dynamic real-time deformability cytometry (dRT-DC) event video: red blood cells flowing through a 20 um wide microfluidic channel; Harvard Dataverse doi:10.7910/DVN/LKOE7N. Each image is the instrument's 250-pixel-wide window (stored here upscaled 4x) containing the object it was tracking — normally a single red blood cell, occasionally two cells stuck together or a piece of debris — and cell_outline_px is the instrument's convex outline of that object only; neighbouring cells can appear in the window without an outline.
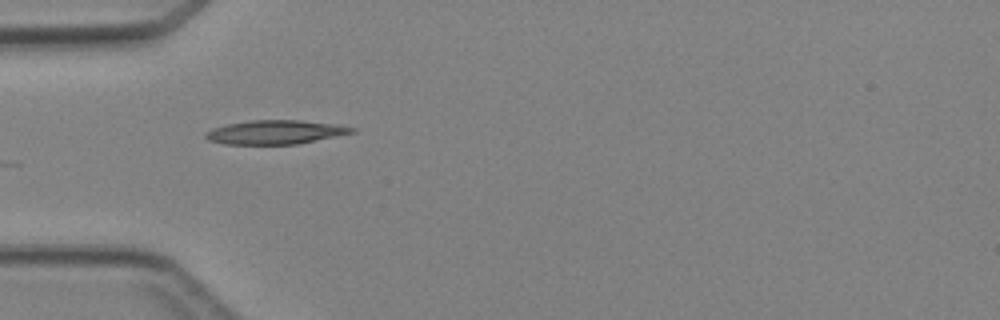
{"species": "Egyptian fruit bat (a non-hibernating species)", "species_latin": "Rousettus aegyptiacus", "temperature_condition": "cold", "stored_images_in_passage": 2, "camera_frame_rate_fps": 3000, "um_per_image_px": 0.085, "animal": {"sex": "female"}, "frame": {"image": 1, "passage_image": 1, "time_ms": 0.0, "image_size_px": [1000, 320], "cell_outline_px": [[356, 132], [296, 144], [224, 144], [208, 140], [204, 136], [204, 132], [212, 128], [228, 124], [252, 120], [300, 120], [336, 124], [356, 128]], "centroid_in_image_um": [23.39, 11.23], "position_along_channel_um": 61.6, "area_um2": 20.35}}
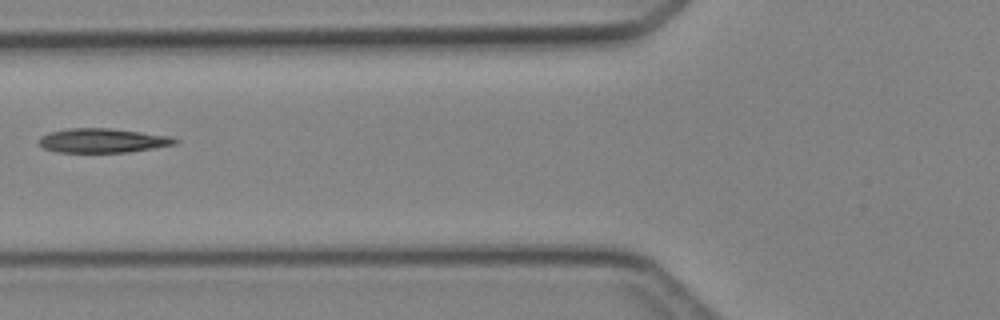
{"frame": {"image": 2, "passage_image": 2, "time_ms": 1.333, "image_size_px": [1000, 320], "cell_outline_px": [[180, 140], [176, 144], [128, 152], [56, 152], [44, 148], [40, 144], [40, 136], [52, 132], [68, 128], [108, 128], [172, 136]], "centroid_in_image_um": [8.75, 11.94], "position_along_channel_um": 117.0, "area_um2": 19.07}}